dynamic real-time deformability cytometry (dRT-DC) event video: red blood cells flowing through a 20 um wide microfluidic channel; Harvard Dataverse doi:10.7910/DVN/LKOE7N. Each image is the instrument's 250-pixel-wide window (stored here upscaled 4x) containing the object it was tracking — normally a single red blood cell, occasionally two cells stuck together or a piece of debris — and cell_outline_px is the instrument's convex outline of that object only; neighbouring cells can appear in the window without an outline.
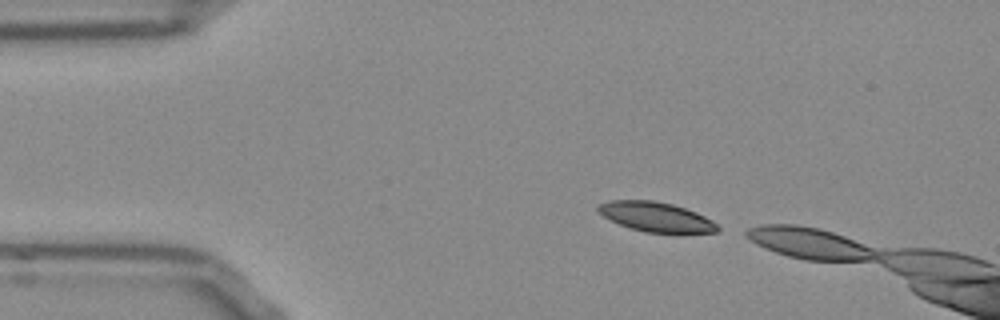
{"species": "Egyptian fruit bat (a non-hibernating species)", "species_latin": "Rousettus aegyptiacus", "temperature_condition": "room temperature", "stored_images_in_passage": 6, "camera_frame_rate_fps": 3000, "um_per_image_px": 0.085, "frame": {"image": 1, "passage_image": 1, "time_ms": 0.0, "image_size_px": [1000, 320], "cell_outline_px": [[720, 228], [716, 232], [644, 232], [620, 224], [604, 216], [596, 208], [600, 204], [608, 200], [652, 200], [672, 204], [696, 212], [712, 220]], "centroid_in_image_um": [55.76, 18.42], "position_along_channel_um": 29.2, "area_um2": 20.17}}